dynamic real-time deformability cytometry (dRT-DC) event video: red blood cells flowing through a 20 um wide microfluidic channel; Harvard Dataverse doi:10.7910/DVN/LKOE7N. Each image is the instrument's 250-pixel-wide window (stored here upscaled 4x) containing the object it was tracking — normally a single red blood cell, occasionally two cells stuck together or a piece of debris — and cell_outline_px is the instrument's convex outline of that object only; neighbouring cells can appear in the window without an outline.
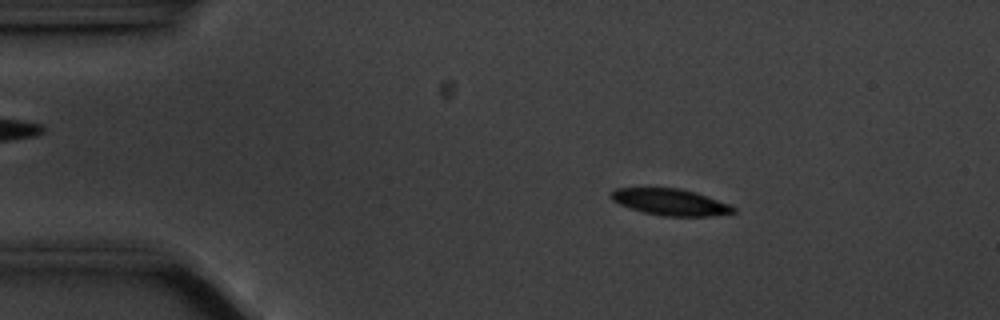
{"species": "common noctule bat (a hibernating species)", "species_latin": "Nyctalus noctula", "temperature_condition": "cold", "stored_images_in_passage": 50, "camera_frame_rate_fps": 3000, "um_per_image_px": 0.085, "animal": {"sex": "male", "body_mass_g": 20.1, "forearm_length_mm": 53.5}, "frame": {"image": 1, "passage_image": 3, "time_ms": 0.667, "image_size_px": [1000, 320], "cell_outline_px": [[736, 212], [712, 216], [664, 216], [644, 212], [620, 204], [612, 200], [608, 196], [616, 188], [680, 188], [728, 204], [736, 208]], "centroid_in_image_um": [56.95, 17.18], "position_along_channel_um": 28.0, "area_um2": 18.5}}
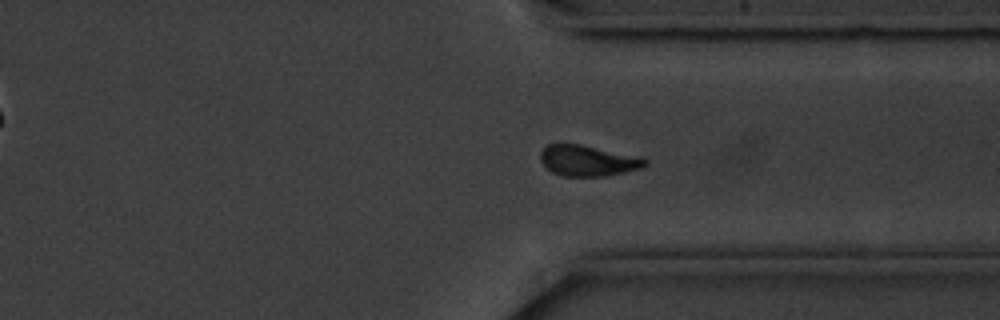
{"frame": {"image": 2, "passage_image": 36, "time_ms": 11.667, "image_size_px": [1000, 320], "cell_outline_px": [[648, 164], [644, 168], [604, 176], [560, 176], [552, 172], [540, 160], [540, 152], [548, 144], [580, 144], [644, 156], [648, 160]], "centroid_in_image_um": [50.05, 13.65], "position_along_channel_um": 361.3, "area_um2": 19.13}}
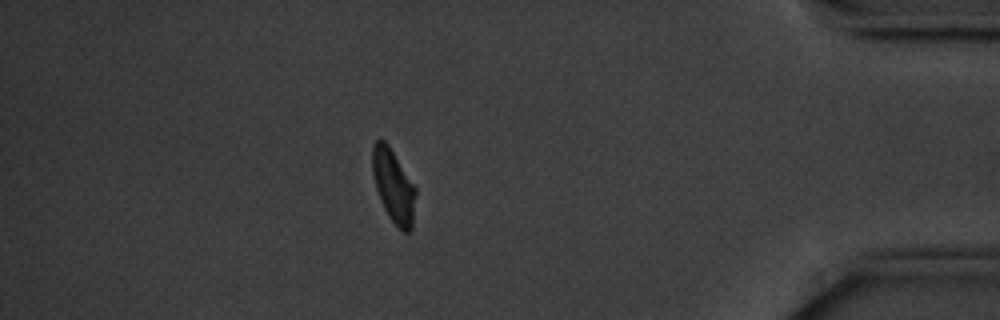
{"frame": {"image": 3, "passage_image": 43, "time_ms": 14.0, "image_size_px": [1000, 320], "cell_outline_px": [[416, 192], [412, 228], [408, 232], [404, 232], [388, 216], [380, 200], [376, 188], [372, 172], [372, 144], [380, 136], [388, 144], [416, 188]], "centroid_in_image_um": [33.43, 15.77], "position_along_channel_um": 401.8, "area_um2": 18.38}, "authors_computed_cell_mechanics": {"area_um2": 19.652, "velocity_mm_per_s": 3.5194, "shape_relaxation_time_tau1_ms": 2.5441, "shape_relaxation_time_tau2_ms": 8.9297, "deformation_change_tau1": 0.1102, "deformation_change_tau2": 0.1588}}